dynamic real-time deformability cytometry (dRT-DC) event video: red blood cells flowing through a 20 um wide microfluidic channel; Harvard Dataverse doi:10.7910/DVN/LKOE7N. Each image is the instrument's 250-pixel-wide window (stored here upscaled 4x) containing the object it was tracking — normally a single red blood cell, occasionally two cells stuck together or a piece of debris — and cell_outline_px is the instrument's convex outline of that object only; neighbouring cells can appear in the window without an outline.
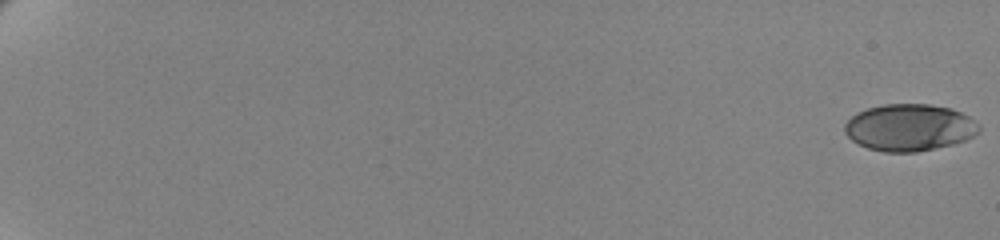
{"species": "human", "species_latin": "Homo sapiens", "temperature_condition": "cold", "stored_images_in_passage": 63, "camera_frame_rate_fps": 3000, "um_per_image_px": 0.085, "donor": {"sex": "female"}, "frame": {"image": 1, "passage_image": 1, "time_ms": 0.0, "image_size_px": [1000, 240], "cell_outline_px": [[980, 132], [964, 140], [952, 144], [916, 152], [884, 152], [868, 148], [852, 140], [844, 132], [844, 124], [856, 112], [868, 108], [884, 104], [928, 104], [952, 108], [968, 116], [980, 124]], "centroid_in_image_um": [77.3, 10.83], "position_along_channel_um": 7.7, "area_um2": 36.7}}
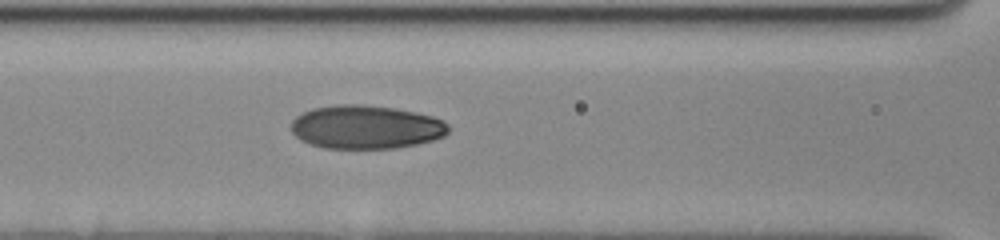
{"frame": {"image": 2, "passage_image": 32, "time_ms": 10.333, "image_size_px": [1000, 240], "cell_outline_px": [[448, 132], [444, 136], [432, 140], [416, 144], [396, 148], [324, 148], [308, 144], [300, 140], [292, 132], [292, 120], [296, 116], [312, 108], [336, 104], [364, 104], [396, 108], [416, 112], [432, 116], [444, 120], [448, 124]], "centroid_in_image_um": [31.1, 10.79], "position_along_channel_um": 135.5, "area_um2": 40.17}}
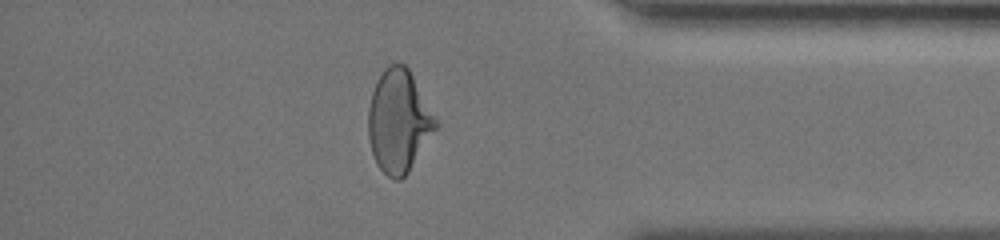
{"frame": {"image": 3, "passage_image": 56, "time_ms": 18.333, "image_size_px": [1000, 240], "cell_outline_px": [[440, 124], [408, 172], [400, 180], [392, 180], [376, 164], [372, 152], [368, 136], [368, 108], [372, 92], [376, 80], [384, 68], [388, 64], [404, 64], [408, 68], [440, 120]], "centroid_in_image_um": [33.92, 10.28], "position_along_channel_um": 401.3, "area_um2": 40.81}, "authors_computed_cell_mechanics": {"area_um2": 38.5526, "velocity_mm_per_s": 3.4729, "shape_relaxation_time_tau1_ms": 5.3391, "shape_relaxation_time_tau2_ms": 1.5696, "deformation_change_tau1": 0.1769, "deformation_change_tau2": 0.0602}}